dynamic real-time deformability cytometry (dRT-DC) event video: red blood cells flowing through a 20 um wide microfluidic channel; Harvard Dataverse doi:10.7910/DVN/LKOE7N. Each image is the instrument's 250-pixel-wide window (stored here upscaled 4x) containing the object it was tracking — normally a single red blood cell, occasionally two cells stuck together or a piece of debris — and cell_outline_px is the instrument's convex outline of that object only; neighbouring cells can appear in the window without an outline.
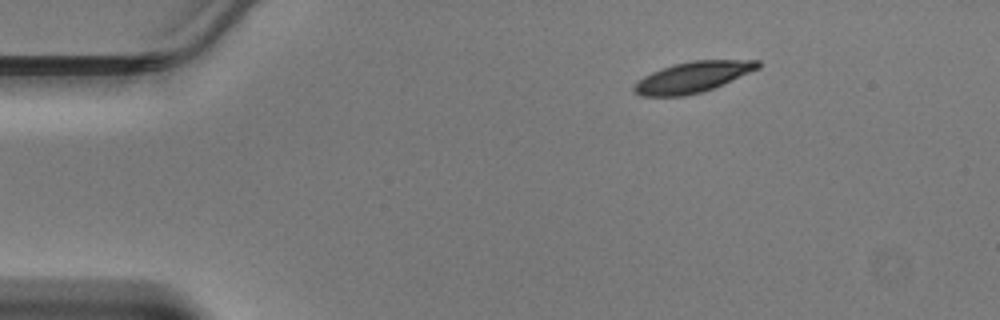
{"species": "Egyptian fruit bat (a non-hibernating species)", "species_latin": "Rousettus aegyptiacus", "temperature_condition": "warm", "stored_images_in_passage": 40, "camera_frame_rate_fps": 3000, "um_per_image_px": 0.085, "animal": {"sex": "male"}, "frame": {"image": 1, "passage_image": 1, "time_ms": 0.0, "image_size_px": [1000, 320], "cell_outline_px": [[760, 68], [712, 88], [700, 92], [684, 96], [640, 96], [632, 88], [644, 76], [652, 72], [672, 64], [692, 60], [760, 60]], "centroid_in_image_um": [58.88, 6.54], "position_along_channel_um": 26.1, "area_um2": 21.91}}
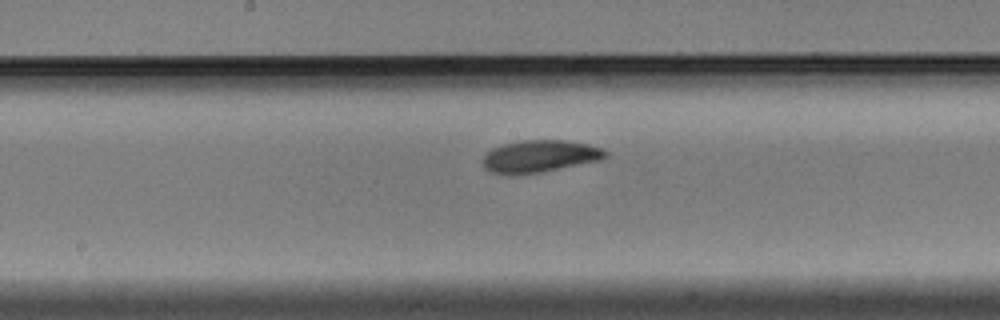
{"frame": {"image": 2, "passage_image": 18, "time_ms": 5.667, "image_size_px": [1000, 320], "cell_outline_px": [[608, 156], [600, 160], [544, 172], [516, 176], [504, 176], [488, 172], [484, 168], [480, 160], [492, 148], [504, 144], [520, 140], [564, 140], [588, 144], [604, 148], [608, 152]], "centroid_in_image_um": [45.83, 13.31], "position_along_channel_um": 202.4, "area_um2": 23.76}}
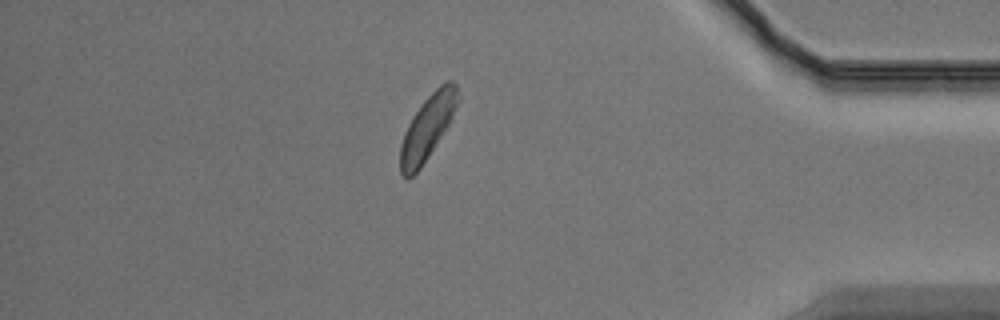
{"frame": {"image": 3, "passage_image": 34, "time_ms": 11.0, "image_size_px": [1000, 320], "cell_outline_px": [[460, 100], [448, 124], [428, 156], [420, 168], [408, 180], [400, 172], [400, 144], [404, 132], [412, 116], [424, 100], [440, 84], [448, 80], [452, 80], [456, 84], [460, 96]], "centroid_in_image_um": [36.33, 10.8], "position_along_channel_um": 398.9, "area_um2": 21.39}}